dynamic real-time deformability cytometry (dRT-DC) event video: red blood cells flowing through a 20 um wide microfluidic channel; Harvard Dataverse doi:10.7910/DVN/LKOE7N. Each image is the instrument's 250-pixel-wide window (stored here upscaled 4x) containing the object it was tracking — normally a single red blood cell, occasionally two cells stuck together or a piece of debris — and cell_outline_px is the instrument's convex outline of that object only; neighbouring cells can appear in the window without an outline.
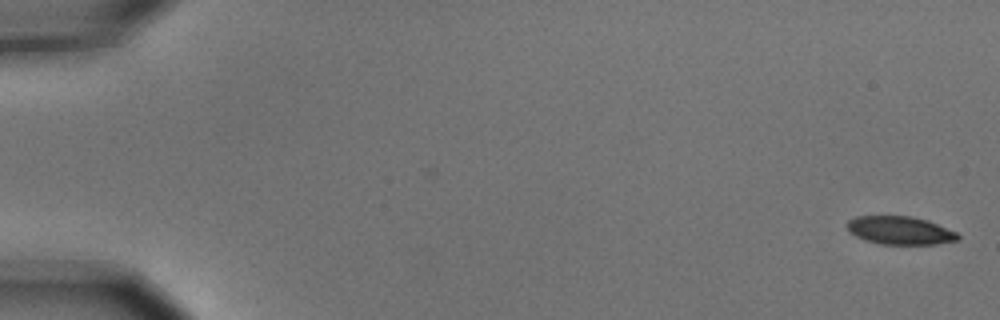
{"species": "common noctule bat (a hibernating species)", "species_latin": "Nyctalus noctula", "temperature_condition": "cold", "stored_images_in_passage": 7, "camera_frame_rate_fps": 3000, "um_per_image_px": 0.085, "animal": {"sex": "male", "body_mass_g": 15.6}, "frame": {"image": 1, "passage_image": 1, "time_ms": 0.0, "image_size_px": [1000, 320], "cell_outline_px": [[960, 240], [936, 244], [880, 244], [864, 240], [848, 232], [848, 220], [856, 216], [912, 216], [928, 220], [956, 232], [960, 236]], "centroid_in_image_um": [76.51, 19.59], "position_along_channel_um": 8.5, "area_um2": 18.26}}
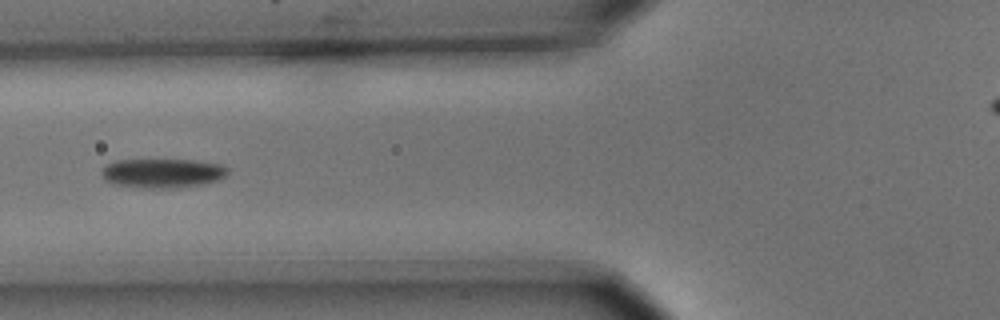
{"frame": {"image": 2, "passage_image": 7, "time_ms": 2.0, "image_size_px": [1000, 320], "cell_outline_px": [[228, 172], [220, 180], [200, 184], [172, 188], [144, 188], [116, 184], [104, 180], [100, 172], [108, 164], [116, 160], [196, 160], [220, 164], [228, 168]], "centroid_in_image_um": [13.82, 14.71], "position_along_channel_um": 112.0, "area_um2": 21.39}}